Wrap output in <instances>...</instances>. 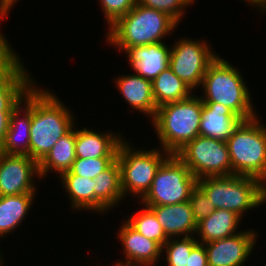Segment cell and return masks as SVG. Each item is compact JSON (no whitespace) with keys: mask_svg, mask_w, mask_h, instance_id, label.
I'll use <instances>...</instances> for the list:
<instances>
[{"mask_svg":"<svg viewBox=\"0 0 266 266\" xmlns=\"http://www.w3.org/2000/svg\"><path fill=\"white\" fill-rule=\"evenodd\" d=\"M124 53L135 74L153 81L163 70L169 68L171 48L165 42L132 46Z\"/></svg>","mask_w":266,"mask_h":266,"instance_id":"5bb4252c","label":"cell"},{"mask_svg":"<svg viewBox=\"0 0 266 266\" xmlns=\"http://www.w3.org/2000/svg\"><path fill=\"white\" fill-rule=\"evenodd\" d=\"M117 159L94 178V213H108L124 200Z\"/></svg>","mask_w":266,"mask_h":266,"instance_id":"44dd1931","label":"cell"},{"mask_svg":"<svg viewBox=\"0 0 266 266\" xmlns=\"http://www.w3.org/2000/svg\"><path fill=\"white\" fill-rule=\"evenodd\" d=\"M194 1L196 0H137V3L167 14L179 25L185 17V8L191 7Z\"/></svg>","mask_w":266,"mask_h":266,"instance_id":"f1b7e54d","label":"cell"},{"mask_svg":"<svg viewBox=\"0 0 266 266\" xmlns=\"http://www.w3.org/2000/svg\"><path fill=\"white\" fill-rule=\"evenodd\" d=\"M196 186L197 178L175 154H170L156 171L151 188L140 203L159 206L189 201Z\"/></svg>","mask_w":266,"mask_h":266,"instance_id":"ba28073f","label":"cell"},{"mask_svg":"<svg viewBox=\"0 0 266 266\" xmlns=\"http://www.w3.org/2000/svg\"><path fill=\"white\" fill-rule=\"evenodd\" d=\"M226 143L231 175L253 177L266 185V124L258 115L243 120Z\"/></svg>","mask_w":266,"mask_h":266,"instance_id":"8992f818","label":"cell"},{"mask_svg":"<svg viewBox=\"0 0 266 266\" xmlns=\"http://www.w3.org/2000/svg\"><path fill=\"white\" fill-rule=\"evenodd\" d=\"M9 129V125H0V152L5 141L6 133Z\"/></svg>","mask_w":266,"mask_h":266,"instance_id":"8d00e7d4","label":"cell"},{"mask_svg":"<svg viewBox=\"0 0 266 266\" xmlns=\"http://www.w3.org/2000/svg\"><path fill=\"white\" fill-rule=\"evenodd\" d=\"M58 178L63 191L69 196L68 199L70 198L71 210L94 212V179L74 175L70 171Z\"/></svg>","mask_w":266,"mask_h":266,"instance_id":"d4e9b609","label":"cell"},{"mask_svg":"<svg viewBox=\"0 0 266 266\" xmlns=\"http://www.w3.org/2000/svg\"><path fill=\"white\" fill-rule=\"evenodd\" d=\"M196 95L193 93L187 99L158 107L150 122L161 143V149L169 154H176L200 135L203 102L199 94Z\"/></svg>","mask_w":266,"mask_h":266,"instance_id":"277c9868","label":"cell"},{"mask_svg":"<svg viewBox=\"0 0 266 266\" xmlns=\"http://www.w3.org/2000/svg\"><path fill=\"white\" fill-rule=\"evenodd\" d=\"M35 177L41 179L36 160L28 155H6L0 152L1 196L36 194Z\"/></svg>","mask_w":266,"mask_h":266,"instance_id":"8fae6325","label":"cell"},{"mask_svg":"<svg viewBox=\"0 0 266 266\" xmlns=\"http://www.w3.org/2000/svg\"><path fill=\"white\" fill-rule=\"evenodd\" d=\"M99 2L108 28L137 4V0H99Z\"/></svg>","mask_w":266,"mask_h":266,"instance_id":"1f68e13d","label":"cell"},{"mask_svg":"<svg viewBox=\"0 0 266 266\" xmlns=\"http://www.w3.org/2000/svg\"><path fill=\"white\" fill-rule=\"evenodd\" d=\"M226 60L218 55L209 65L201 82L204 93L199 97L203 103H220L228 107L243 120L256 117L258 114L243 75Z\"/></svg>","mask_w":266,"mask_h":266,"instance_id":"3957f363","label":"cell"},{"mask_svg":"<svg viewBox=\"0 0 266 266\" xmlns=\"http://www.w3.org/2000/svg\"><path fill=\"white\" fill-rule=\"evenodd\" d=\"M36 194L5 195L0 198V238L13 233L30 212Z\"/></svg>","mask_w":266,"mask_h":266,"instance_id":"cb8c5ba5","label":"cell"},{"mask_svg":"<svg viewBox=\"0 0 266 266\" xmlns=\"http://www.w3.org/2000/svg\"><path fill=\"white\" fill-rule=\"evenodd\" d=\"M31 89L11 111L9 129L1 153L30 157Z\"/></svg>","mask_w":266,"mask_h":266,"instance_id":"9a60e30c","label":"cell"},{"mask_svg":"<svg viewBox=\"0 0 266 266\" xmlns=\"http://www.w3.org/2000/svg\"><path fill=\"white\" fill-rule=\"evenodd\" d=\"M22 62L0 84V125H9L11 111L20 103L36 81ZM28 72V73H27Z\"/></svg>","mask_w":266,"mask_h":266,"instance_id":"ffe728a7","label":"cell"},{"mask_svg":"<svg viewBox=\"0 0 266 266\" xmlns=\"http://www.w3.org/2000/svg\"><path fill=\"white\" fill-rule=\"evenodd\" d=\"M90 128H76L75 152L77 158H117L118 147L124 140L123 134ZM123 136V137H122Z\"/></svg>","mask_w":266,"mask_h":266,"instance_id":"2e32d148","label":"cell"},{"mask_svg":"<svg viewBox=\"0 0 266 266\" xmlns=\"http://www.w3.org/2000/svg\"><path fill=\"white\" fill-rule=\"evenodd\" d=\"M189 202L196 222L209 217L216 209L204 191L197 185L191 192Z\"/></svg>","mask_w":266,"mask_h":266,"instance_id":"d6a6232c","label":"cell"},{"mask_svg":"<svg viewBox=\"0 0 266 266\" xmlns=\"http://www.w3.org/2000/svg\"><path fill=\"white\" fill-rule=\"evenodd\" d=\"M241 220L242 218L233 211L217 209L209 217L197 222L195 238L199 243L205 244L233 236L241 232L238 231Z\"/></svg>","mask_w":266,"mask_h":266,"instance_id":"7402d4cb","label":"cell"},{"mask_svg":"<svg viewBox=\"0 0 266 266\" xmlns=\"http://www.w3.org/2000/svg\"><path fill=\"white\" fill-rule=\"evenodd\" d=\"M119 241L123 248L124 263L142 266H156L160 260L162 247L149 238L137 232L126 220L117 230Z\"/></svg>","mask_w":266,"mask_h":266,"instance_id":"4fadbf2b","label":"cell"},{"mask_svg":"<svg viewBox=\"0 0 266 266\" xmlns=\"http://www.w3.org/2000/svg\"><path fill=\"white\" fill-rule=\"evenodd\" d=\"M177 27L167 14L137 3L108 28L105 40L122 53L132 46L163 42Z\"/></svg>","mask_w":266,"mask_h":266,"instance_id":"7a4b0ae2","label":"cell"},{"mask_svg":"<svg viewBox=\"0 0 266 266\" xmlns=\"http://www.w3.org/2000/svg\"><path fill=\"white\" fill-rule=\"evenodd\" d=\"M186 266H208L207 252L204 244L198 242L192 248Z\"/></svg>","mask_w":266,"mask_h":266,"instance_id":"836d02e7","label":"cell"},{"mask_svg":"<svg viewBox=\"0 0 266 266\" xmlns=\"http://www.w3.org/2000/svg\"><path fill=\"white\" fill-rule=\"evenodd\" d=\"M243 119L220 103H203L200 136L226 142Z\"/></svg>","mask_w":266,"mask_h":266,"instance_id":"d6986e66","label":"cell"},{"mask_svg":"<svg viewBox=\"0 0 266 266\" xmlns=\"http://www.w3.org/2000/svg\"><path fill=\"white\" fill-rule=\"evenodd\" d=\"M146 207L155 214L168 238L195 236L197 222L193 218L189 201Z\"/></svg>","mask_w":266,"mask_h":266,"instance_id":"ac0fdd59","label":"cell"},{"mask_svg":"<svg viewBox=\"0 0 266 266\" xmlns=\"http://www.w3.org/2000/svg\"><path fill=\"white\" fill-rule=\"evenodd\" d=\"M123 140L118 147L117 161L120 167L121 188L125 197L141 200L150 190L156 171L170 155L161 148H134L132 142Z\"/></svg>","mask_w":266,"mask_h":266,"instance_id":"52a82bcc","label":"cell"},{"mask_svg":"<svg viewBox=\"0 0 266 266\" xmlns=\"http://www.w3.org/2000/svg\"><path fill=\"white\" fill-rule=\"evenodd\" d=\"M116 159L117 158H76L69 171L74 175L94 179Z\"/></svg>","mask_w":266,"mask_h":266,"instance_id":"f546056e","label":"cell"},{"mask_svg":"<svg viewBox=\"0 0 266 266\" xmlns=\"http://www.w3.org/2000/svg\"><path fill=\"white\" fill-rule=\"evenodd\" d=\"M197 185L215 209L235 212L241 218L246 211L266 204V185L260 180L241 175L197 179Z\"/></svg>","mask_w":266,"mask_h":266,"instance_id":"5b68a950","label":"cell"},{"mask_svg":"<svg viewBox=\"0 0 266 266\" xmlns=\"http://www.w3.org/2000/svg\"><path fill=\"white\" fill-rule=\"evenodd\" d=\"M114 266H142V265H135V264H131V263H124V262H120L117 261V263L113 264Z\"/></svg>","mask_w":266,"mask_h":266,"instance_id":"74e56055","label":"cell"},{"mask_svg":"<svg viewBox=\"0 0 266 266\" xmlns=\"http://www.w3.org/2000/svg\"><path fill=\"white\" fill-rule=\"evenodd\" d=\"M0 34V84L22 63V60L13 50L12 44Z\"/></svg>","mask_w":266,"mask_h":266,"instance_id":"4dcf8cb0","label":"cell"},{"mask_svg":"<svg viewBox=\"0 0 266 266\" xmlns=\"http://www.w3.org/2000/svg\"><path fill=\"white\" fill-rule=\"evenodd\" d=\"M1 249V248H0ZM3 256V253L1 254V252H0V266H3L5 263H2V262H4L3 260H4V258L2 257ZM3 259V260H2ZM3 264V265H2Z\"/></svg>","mask_w":266,"mask_h":266,"instance_id":"f35d334b","label":"cell"},{"mask_svg":"<svg viewBox=\"0 0 266 266\" xmlns=\"http://www.w3.org/2000/svg\"><path fill=\"white\" fill-rule=\"evenodd\" d=\"M72 115L53 91L41 89L37 83L32 86L30 158L39 163L54 144L74 128L76 118Z\"/></svg>","mask_w":266,"mask_h":266,"instance_id":"6da1fadb","label":"cell"},{"mask_svg":"<svg viewBox=\"0 0 266 266\" xmlns=\"http://www.w3.org/2000/svg\"><path fill=\"white\" fill-rule=\"evenodd\" d=\"M198 243L195 236L169 238L162 247L168 266H186L192 248Z\"/></svg>","mask_w":266,"mask_h":266,"instance_id":"83f0119b","label":"cell"},{"mask_svg":"<svg viewBox=\"0 0 266 266\" xmlns=\"http://www.w3.org/2000/svg\"><path fill=\"white\" fill-rule=\"evenodd\" d=\"M20 1V0H19ZM18 0H0V19L4 20Z\"/></svg>","mask_w":266,"mask_h":266,"instance_id":"e575fe53","label":"cell"},{"mask_svg":"<svg viewBox=\"0 0 266 266\" xmlns=\"http://www.w3.org/2000/svg\"><path fill=\"white\" fill-rule=\"evenodd\" d=\"M118 91L124 101L136 111H139L152 120L157 112V106L152 93V81L143 78L135 73L122 74L115 78Z\"/></svg>","mask_w":266,"mask_h":266,"instance_id":"e0dca14e","label":"cell"},{"mask_svg":"<svg viewBox=\"0 0 266 266\" xmlns=\"http://www.w3.org/2000/svg\"><path fill=\"white\" fill-rule=\"evenodd\" d=\"M152 93L158 107L189 98L193 90L177 77L169 67L152 81Z\"/></svg>","mask_w":266,"mask_h":266,"instance_id":"484cf974","label":"cell"},{"mask_svg":"<svg viewBox=\"0 0 266 266\" xmlns=\"http://www.w3.org/2000/svg\"><path fill=\"white\" fill-rule=\"evenodd\" d=\"M245 3L250 4V7L259 8L260 12L266 13V0H243Z\"/></svg>","mask_w":266,"mask_h":266,"instance_id":"d590c367","label":"cell"},{"mask_svg":"<svg viewBox=\"0 0 266 266\" xmlns=\"http://www.w3.org/2000/svg\"><path fill=\"white\" fill-rule=\"evenodd\" d=\"M76 129L75 127L65 136L61 137L38 163L41 180L47 173H56L59 177L70 170L76 157Z\"/></svg>","mask_w":266,"mask_h":266,"instance_id":"603a6c76","label":"cell"},{"mask_svg":"<svg viewBox=\"0 0 266 266\" xmlns=\"http://www.w3.org/2000/svg\"><path fill=\"white\" fill-rule=\"evenodd\" d=\"M197 178L231 175L227 143L198 136L175 154Z\"/></svg>","mask_w":266,"mask_h":266,"instance_id":"9c48e42d","label":"cell"},{"mask_svg":"<svg viewBox=\"0 0 266 266\" xmlns=\"http://www.w3.org/2000/svg\"><path fill=\"white\" fill-rule=\"evenodd\" d=\"M258 232L249 228L204 244L208 266H244L258 241Z\"/></svg>","mask_w":266,"mask_h":266,"instance_id":"7c38bea8","label":"cell"},{"mask_svg":"<svg viewBox=\"0 0 266 266\" xmlns=\"http://www.w3.org/2000/svg\"><path fill=\"white\" fill-rule=\"evenodd\" d=\"M210 46L206 39L202 41L187 36L177 39L170 46V68L194 92L200 89L209 65L218 57Z\"/></svg>","mask_w":266,"mask_h":266,"instance_id":"30bf717a","label":"cell"},{"mask_svg":"<svg viewBox=\"0 0 266 266\" xmlns=\"http://www.w3.org/2000/svg\"><path fill=\"white\" fill-rule=\"evenodd\" d=\"M145 208L139 209L138 212L131 213L125 220L140 234L154 240L161 247L168 241V237L157 221L155 214L146 206Z\"/></svg>","mask_w":266,"mask_h":266,"instance_id":"4316f807","label":"cell"}]
</instances>
